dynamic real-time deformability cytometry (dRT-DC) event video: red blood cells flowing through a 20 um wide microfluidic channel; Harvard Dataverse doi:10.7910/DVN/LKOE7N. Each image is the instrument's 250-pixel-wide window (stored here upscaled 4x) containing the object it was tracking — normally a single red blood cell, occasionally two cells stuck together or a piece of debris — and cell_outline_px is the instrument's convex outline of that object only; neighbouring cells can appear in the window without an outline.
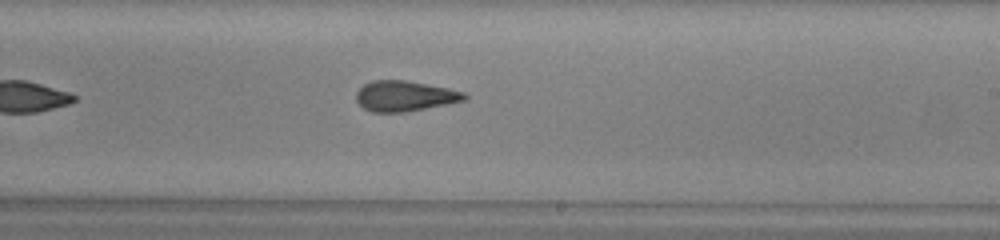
{"species": "common noctule bat (a hibernating species)", "species_latin": "Nyctalus noctula", "temperature_condition": "warm", "stored_images_in_passage": 35, "camera_frame_rate_fps": 3000, "um_per_image_px": 0.085, "animal": {"sex": "male", "body_mass_g": 13.0, "forearm_length_mm": 53.1}, "frame": {"image": 1, "passage_image": 16, "time_ms": 5.0, "image_size_px": [1000, 240], "cell_outline_px": [[468, 96], [464, 100], [404, 112], [372, 112], [364, 108], [356, 100], [356, 92], [364, 84], [372, 80], [404, 80], [448, 88], [464, 92]], "centroid_in_image_um": [34.36, 8.15], "position_along_channel_um": 254.6, "area_um2": 18.9}}
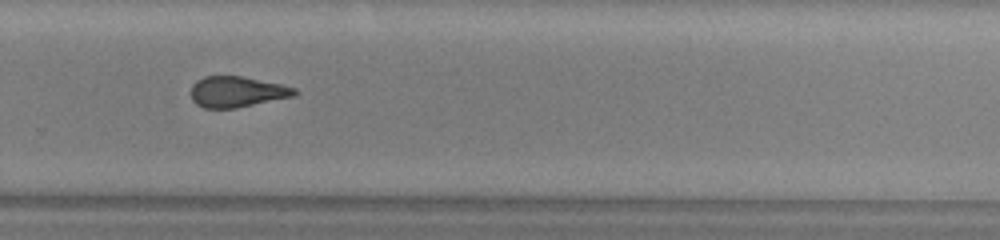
{"frame": {"image": 2, "passage_image": 20, "time_ms": 6.333, "image_size_px": [1000, 240], "cell_outline_px": [[300, 92], [292, 96], [236, 108], [204, 108], [196, 104], [192, 100], [192, 84], [196, 80], [204, 76], [240, 76], [280, 84], [296, 88]], "centroid_in_image_um": [20.12, 7.8], "position_along_channel_um": 309.7, "area_um2": 18.44}, "authors_computed_cell_mechanics": {"area_um2": 19.074, "velocity_mm_per_s": 4.1402, "shape_relaxation_time_tau1_ms": null, "shape_relaxation_time_tau2_ms": 2.5223, "deformation_change_tau1": null, "deformation_change_tau2": 0.1228}}